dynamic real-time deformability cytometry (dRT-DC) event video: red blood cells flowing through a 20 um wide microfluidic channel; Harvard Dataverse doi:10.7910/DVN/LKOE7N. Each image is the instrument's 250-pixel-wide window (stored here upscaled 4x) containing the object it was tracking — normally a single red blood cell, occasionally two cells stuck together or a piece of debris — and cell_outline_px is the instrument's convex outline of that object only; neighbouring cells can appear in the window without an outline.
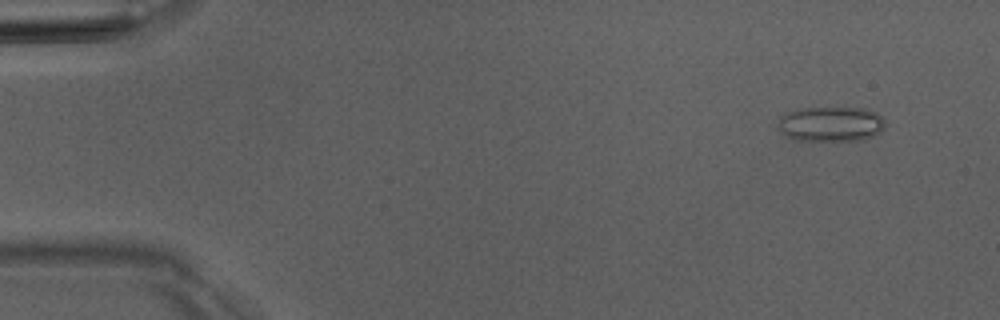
{"species": "Egyptian fruit bat (a non-hibernating species)", "species_latin": "Rousettus aegyptiacus", "temperature_condition": "room temperature", "stored_images_in_passage": 5, "camera_frame_rate_fps": 3000, "um_per_image_px": 0.085, "animal": {"sex": "male"}, "frame": {"image": 1, "passage_image": 1, "time_ms": 0.0, "image_size_px": [1000, 320], "cell_outline_px": [[884, 128], [880, 132], [864, 140], [792, 140], [784, 136], [780, 128], [780, 116], [784, 112], [804, 108], [868, 108], [876, 112], [884, 120]], "centroid_in_image_um": [70.63, 10.54], "position_along_channel_um": 14.4, "area_um2": 21.91}}